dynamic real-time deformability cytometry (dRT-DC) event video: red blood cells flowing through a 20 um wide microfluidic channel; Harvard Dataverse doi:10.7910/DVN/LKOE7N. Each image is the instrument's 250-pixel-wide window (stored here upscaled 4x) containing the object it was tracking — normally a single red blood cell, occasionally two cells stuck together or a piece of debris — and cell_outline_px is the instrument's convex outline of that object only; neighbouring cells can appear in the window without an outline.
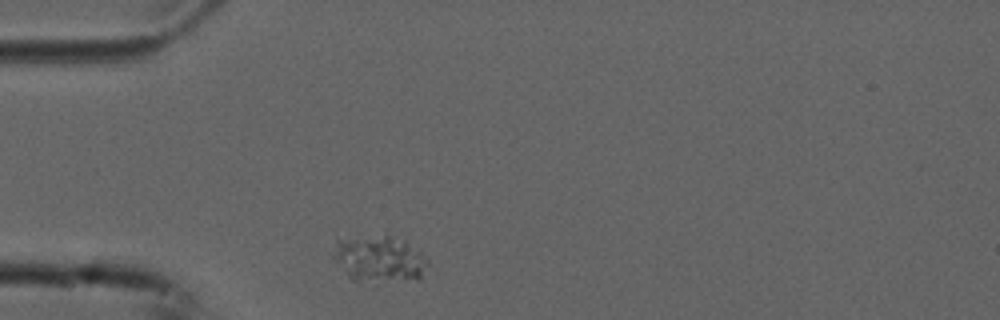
{"species": "common noctule bat (a hibernating species)", "species_latin": "Nyctalus noctula", "temperature_condition": "cold", "stored_images_in_passage": 1, "camera_frame_rate_fps": 3000, "um_per_image_px": 0.085, "animal": {"sex": "male", "forearm_length_mm": 52.5}, "frame": {"image": 1, "passage_image": 1, "time_ms": 0.0, "image_size_px": [1000, 320], "cell_outline_px": [[428, 264], [420, 280], [352, 280], [348, 276], [332, 256], [336, 236], [384, 232], [404, 240], [420, 252], [424, 256]], "centroid_in_image_um": [32.17, 21.9], "position_along_channel_um": 52.8, "area_um2": 26.41}}